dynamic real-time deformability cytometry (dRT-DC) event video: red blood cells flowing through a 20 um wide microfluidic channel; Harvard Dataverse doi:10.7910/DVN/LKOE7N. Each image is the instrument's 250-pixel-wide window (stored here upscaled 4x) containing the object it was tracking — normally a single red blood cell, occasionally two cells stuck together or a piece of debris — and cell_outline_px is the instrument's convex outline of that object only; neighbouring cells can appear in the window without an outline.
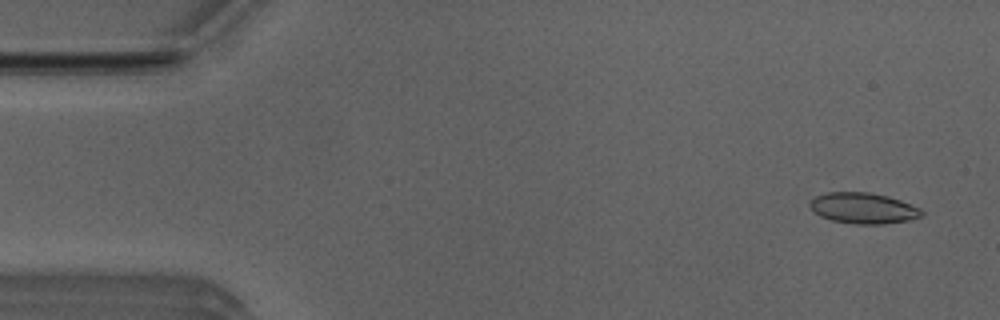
{"species": "Egyptian fruit bat (a non-hibernating species)", "species_latin": "Rousettus aegyptiacus", "temperature_condition": "room temperature", "stored_images_in_passage": 52, "camera_frame_rate_fps": 3000, "um_per_image_px": 0.085, "animal": {"sex": "male"}, "frame": {"image": 1, "passage_image": 3, "time_ms": 0.667, "image_size_px": [1000, 320], "cell_outline_px": [[924, 216], [912, 220], [884, 224], [856, 224], [832, 220], [820, 216], [808, 204], [816, 196], [828, 192], [868, 192], [888, 196], [900, 200], [920, 208], [924, 212]], "centroid_in_image_um": [73.44, 17.7], "position_along_channel_um": 11.6, "area_um2": 20.11}}
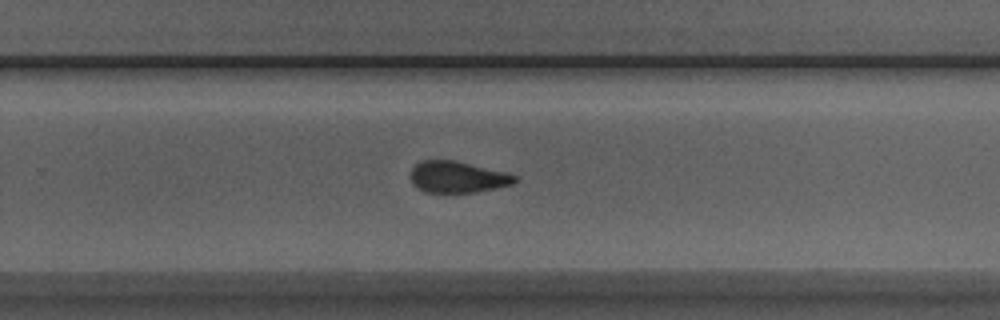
{"frame": {"image": 2, "passage_image": 33, "time_ms": 10.667, "image_size_px": [1000, 320], "cell_outline_px": [[516, 180], [512, 184], [476, 192], [424, 192], [412, 184], [412, 168], [420, 160], [456, 160], [508, 172], [516, 176]], "centroid_in_image_um": [38.89, 15.03], "position_along_channel_um": 290.9, "area_um2": 19.07}}
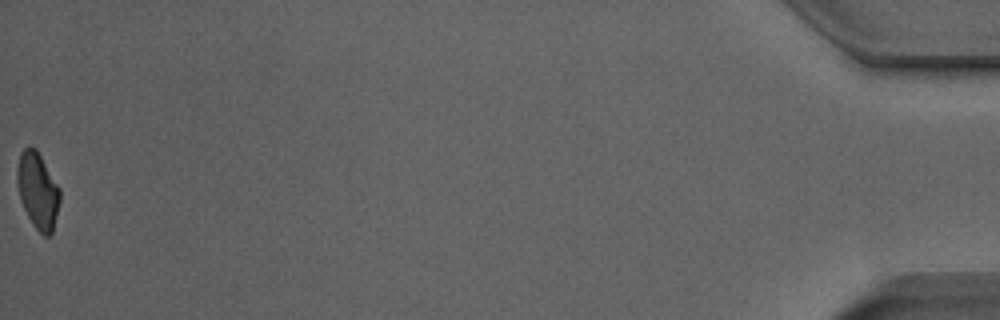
{"frame": {"image": 3, "passage_image": 52, "time_ms": 17.0, "image_size_px": [1000, 320], "cell_outline_px": [[60, 200], [52, 232], [48, 236], [44, 236], [32, 224], [20, 200], [16, 180], [16, 168], [20, 152], [28, 144], [36, 148], [60, 188]], "centroid_in_image_um": [3.19, 16.15], "position_along_channel_um": 432.0, "area_um2": 19.13}, "authors_computed_cell_mechanics": {"area_um2": 19.8832, "velocity_mm_per_s": 3.9397, "shape_relaxation_time_tau1_ms": 9.6089, "shape_relaxation_time_tau2_ms": 2.0542, "deformation_change_tau1": 0.209, "deformation_change_tau2": 0.0755}}